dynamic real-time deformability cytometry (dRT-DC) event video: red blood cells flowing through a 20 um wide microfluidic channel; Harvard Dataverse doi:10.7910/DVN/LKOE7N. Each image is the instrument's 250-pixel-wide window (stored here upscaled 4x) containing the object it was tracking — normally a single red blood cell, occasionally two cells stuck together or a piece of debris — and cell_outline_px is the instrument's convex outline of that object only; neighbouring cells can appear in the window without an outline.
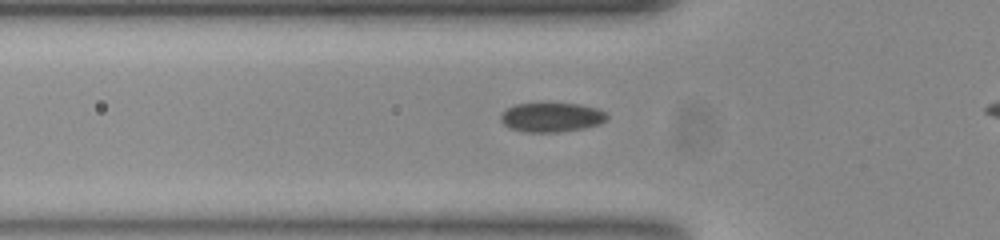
{"species": "common noctule bat (a hibernating species)", "species_latin": "Nyctalus noctula", "temperature_condition": "room temperature", "stored_images_in_passage": 37, "camera_frame_rate_fps": 3000, "um_per_image_px": 0.085, "animal": {"sex": "female", "body_mass_g": 23.0, "forearm_length_mm": 53.4}, "frame": {"image": 1, "passage_image": 8, "time_ms": 2.333, "image_size_px": [1000, 240], "cell_outline_px": [[608, 120], [600, 124], [584, 128], [556, 132], [524, 132], [508, 128], [500, 120], [500, 116], [508, 108], [516, 104], [580, 104], [596, 108], [604, 112], [608, 116]], "centroid_in_image_um": [46.89, 9.98], "position_along_channel_um": 78.9, "area_um2": 18.03}}
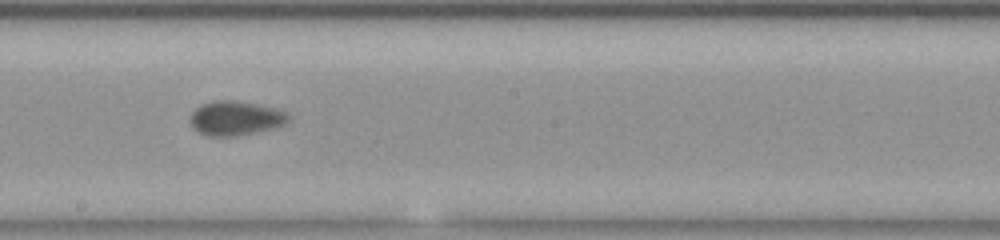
{"frame": {"image": 2, "passage_image": 20, "time_ms": 6.333, "image_size_px": [1000, 240], "cell_outline_px": [[288, 120], [284, 124], [276, 128], [232, 136], [208, 136], [196, 132], [192, 128], [188, 120], [188, 116], [200, 104], [212, 100], [232, 100], [256, 104], [276, 108], [288, 112]], "centroid_in_image_um": [19.95, 10.04], "position_along_channel_um": 228.2, "area_um2": 19.94}}
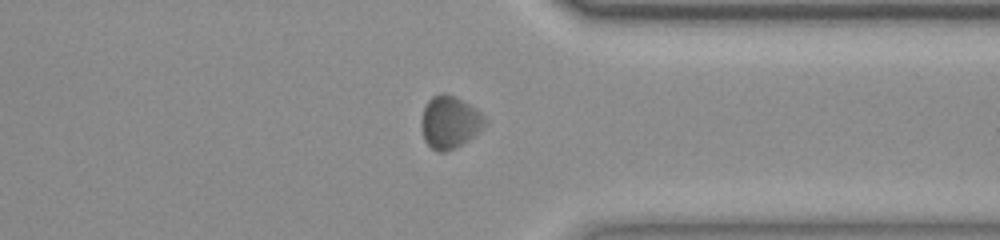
{"frame": {"image": 3, "passage_image": 32, "time_ms": 10.333, "image_size_px": [1000, 240], "cell_outline_px": [[488, 124], [484, 128], [468, 140], [456, 148], [444, 152], [436, 152], [424, 140], [420, 128], [420, 120], [424, 108], [428, 100], [432, 96], [440, 92], [444, 92], [456, 96], [476, 108], [484, 116]], "centroid_in_image_um": [38.22, 10.38], "position_along_channel_um": 373.2, "area_um2": 19.88}, "authors_computed_cell_mechanics": {"area_um2": 19.1896, "velocity_mm_per_s": 3.7233, "shape_relaxation_time_tau1_ms": 2.4917, "shape_relaxation_time_tau2_ms": 1.6023, "deformation_change_tau1": 0.0816, "deformation_change_tau2": 0.0347}}